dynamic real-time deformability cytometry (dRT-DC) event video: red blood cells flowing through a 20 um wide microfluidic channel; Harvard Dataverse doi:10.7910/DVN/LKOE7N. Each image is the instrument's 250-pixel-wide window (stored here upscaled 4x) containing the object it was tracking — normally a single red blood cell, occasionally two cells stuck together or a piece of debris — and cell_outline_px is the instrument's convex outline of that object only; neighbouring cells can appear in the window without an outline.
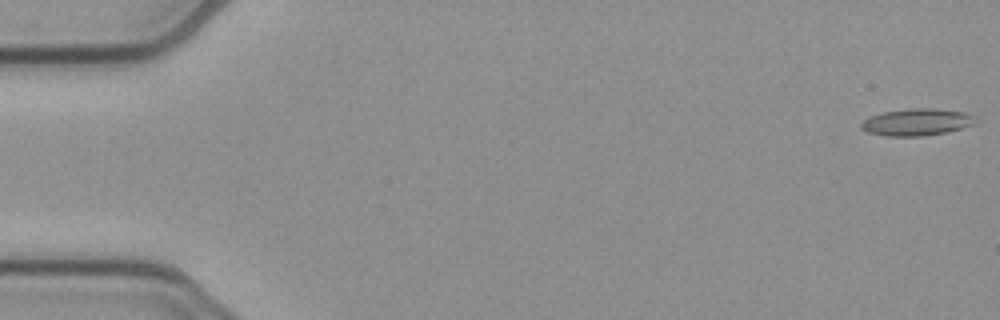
{"species": "common noctule bat (a hibernating species)", "species_latin": "Nyctalus noctula", "temperature_condition": "cold", "stored_images_in_passage": 53, "camera_frame_rate_fps": 3000, "um_per_image_px": 0.085, "animal": {"sex": "female", "body_mass_g": 21.9}, "frame": {"image": 1, "passage_image": 1, "time_ms": 0.0, "image_size_px": [1000, 320], "cell_outline_px": [[980, 120], [976, 124], [944, 132], [924, 136], [888, 136], [868, 132], [860, 128], [860, 124], [864, 120], [872, 116], [884, 112], [908, 108], [932, 108], [964, 112]], "centroid_in_image_um": [77.94, 10.37], "position_along_channel_um": 7.1, "area_um2": 17.86}}
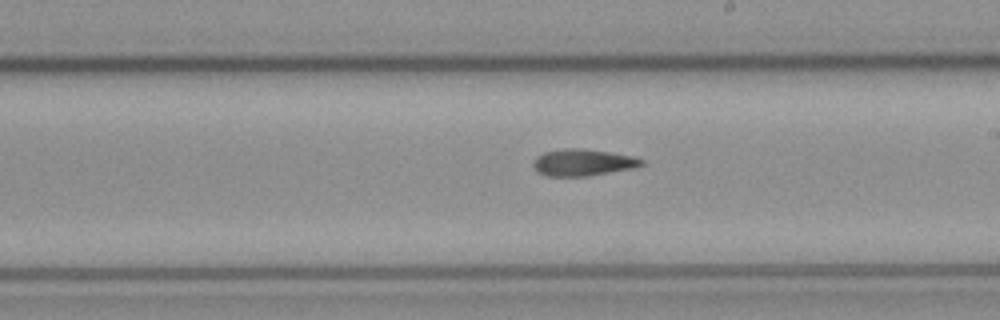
{"frame": {"image": 2, "passage_image": 30, "time_ms": 9.667, "image_size_px": [1000, 320], "cell_outline_px": [[644, 164], [636, 168], [588, 176], [544, 176], [536, 172], [532, 164], [532, 160], [536, 156], [544, 152], [564, 148], [576, 148], [608, 152], [632, 156], [644, 160]], "centroid_in_image_um": [49.5, 13.82], "position_along_channel_um": 239.5, "area_um2": 17.05}}
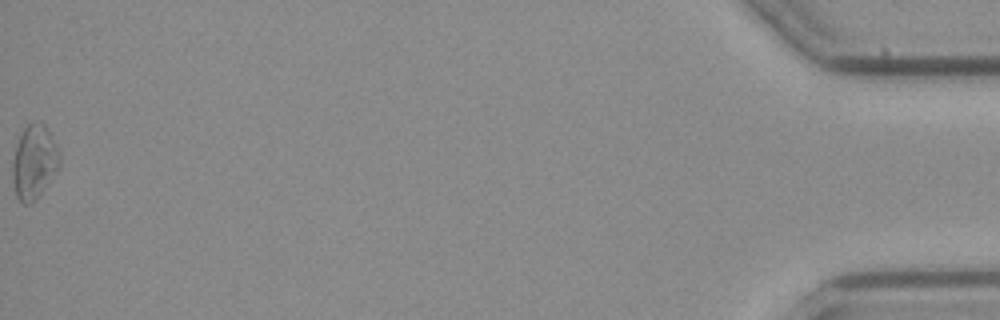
{"frame": {"image": 3, "passage_image": 53, "time_ms": 17.333, "image_size_px": [1000, 320], "cell_outline_px": [[60, 164], [36, 200], [32, 204], [24, 204], [16, 196], [12, 180], [12, 160], [16, 144], [24, 128], [28, 124], [40, 120], [44, 124], [56, 144], [60, 152]], "centroid_in_image_um": [2.88, 13.76], "position_along_channel_um": 432.3, "area_um2": 20.29}}